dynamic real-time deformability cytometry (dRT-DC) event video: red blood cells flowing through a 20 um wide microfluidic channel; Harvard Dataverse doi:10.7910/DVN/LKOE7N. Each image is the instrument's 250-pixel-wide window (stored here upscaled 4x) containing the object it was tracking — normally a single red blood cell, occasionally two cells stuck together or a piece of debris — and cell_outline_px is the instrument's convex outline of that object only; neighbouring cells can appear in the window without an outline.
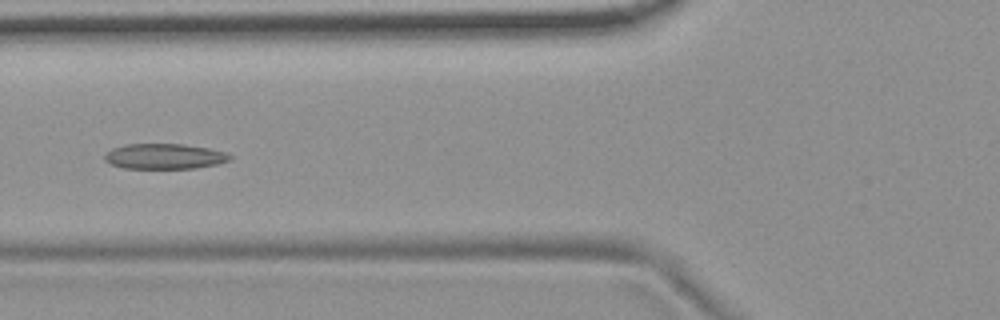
{"species": "common noctule bat (a hibernating species)", "species_latin": "Nyctalus noctula", "temperature_condition": "room temperature", "stored_images_in_passage": 9, "camera_frame_rate_fps": 3000, "um_per_image_px": 0.085, "animal": {"sex": "female", "body_mass_g": 19.9}, "frame": {"image": 1, "passage_image": 6, "time_ms": 1.667, "image_size_px": [1000, 320], "cell_outline_px": [[232, 156], [228, 160], [216, 164], [196, 168], [124, 168], [112, 164], [104, 160], [104, 152], [112, 148], [124, 144], [184, 144], [208, 148], [224, 152]], "centroid_in_image_um": [13.92, 13.28], "position_along_channel_um": 111.9, "area_um2": 18.44}}
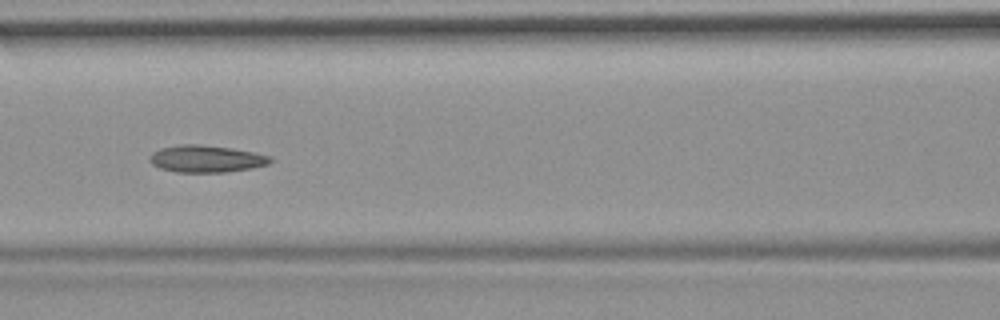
{"frame": {"image": 2, "passage_image": 7, "time_ms": 2.0, "image_size_px": [1000, 320], "cell_outline_px": [[272, 160], [268, 164], [252, 168], [224, 172], [176, 172], [160, 168], [152, 164], [148, 160], [148, 156], [152, 152], [160, 148], [180, 144], [200, 144], [232, 148], [272, 156]], "centroid_in_image_um": [17.49, 13.49], "position_along_channel_um": 149.1, "area_um2": 19.13}}